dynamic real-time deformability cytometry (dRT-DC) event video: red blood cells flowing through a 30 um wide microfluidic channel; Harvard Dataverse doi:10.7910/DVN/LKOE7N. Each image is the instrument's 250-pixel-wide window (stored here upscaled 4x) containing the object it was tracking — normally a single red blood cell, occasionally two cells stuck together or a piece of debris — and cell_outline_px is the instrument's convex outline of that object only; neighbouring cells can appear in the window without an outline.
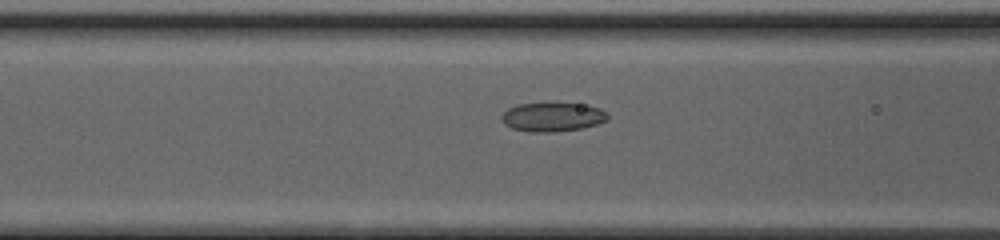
{"species": "common noctule bat (a hibernating species)", "species_latin": "Nyctalus noctula", "temperature_condition": "cold", "stored_images_in_passage": 45, "camera_frame_rate_fps": 3000, "um_per_image_px": 0.085, "animal": {"sex": "female", "body_mass_g": 20.0, "forearm_length_mm": 54.0}, "frame": {"image": 1, "passage_image": 17, "time_ms": 5.333, "image_size_px": [1000, 240], "cell_outline_px": [[608, 120], [596, 124], [580, 128], [552, 132], [528, 132], [512, 128], [504, 124], [500, 120], [500, 116], [508, 108], [516, 104], [580, 104], [600, 108], [608, 112]], "centroid_in_image_um": [46.93, 9.95], "position_along_channel_um": 119.7, "area_um2": 17.8}}
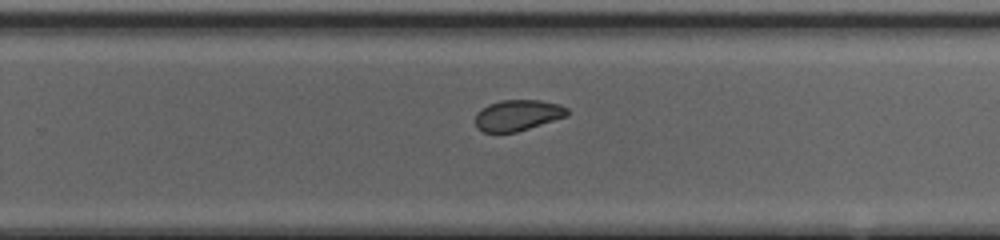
{"frame": {"image": 2, "passage_image": 29, "time_ms": 9.333, "image_size_px": [1000, 240], "cell_outline_px": [[568, 116], [516, 132], [484, 132], [476, 128], [476, 116], [480, 108], [488, 104], [500, 100], [540, 100], [560, 104], [568, 108]], "centroid_in_image_um": [44.01, 9.79], "position_along_channel_um": 285.8, "area_um2": 16.65}}
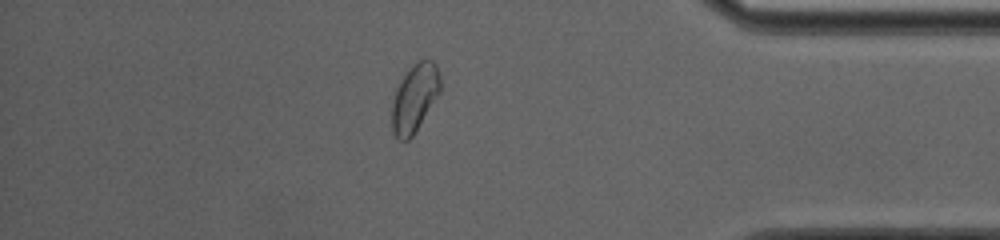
{"frame": {"image": 3, "passage_image": 39, "time_ms": 12.667, "image_size_px": [1000, 240], "cell_outline_px": [[440, 92], [412, 136], [408, 140], [400, 140], [392, 132], [392, 104], [396, 88], [412, 64], [416, 60], [432, 60], [436, 64], [440, 76]], "centroid_in_image_um": [35.24, 8.31], "position_along_channel_um": 400.0, "area_um2": 18.9}, "authors_computed_cell_mechanics": {"area_um2": 18.3226, "velocity_mm_per_s": 4.1625, "shape_relaxation_time_tau1_ms": 10.8283, "shape_relaxation_time_tau2_ms": 1.6309, "deformation_change_tau1": 0.1597, "deformation_change_tau2": 0.0542}}